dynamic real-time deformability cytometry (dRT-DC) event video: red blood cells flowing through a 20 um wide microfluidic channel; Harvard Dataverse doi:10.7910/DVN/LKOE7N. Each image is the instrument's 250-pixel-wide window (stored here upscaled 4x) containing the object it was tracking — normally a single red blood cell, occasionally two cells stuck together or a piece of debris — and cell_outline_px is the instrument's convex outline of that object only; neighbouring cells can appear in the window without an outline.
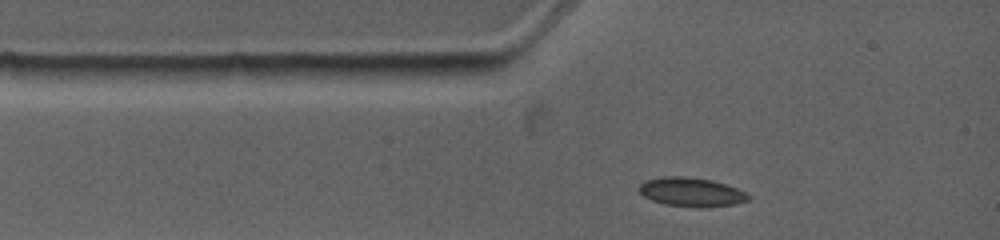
{"species": "common noctule bat (a hibernating species)", "species_latin": "Nyctalus noctula", "temperature_condition": "warm", "stored_images_in_passage": 5, "camera_frame_rate_fps": 4500, "um_per_image_px": 0.085, "animal": {"sex": "female", "body_mass_g": 19.0, "forearm_length_mm": 53.3}, "frame": {"image": 1, "passage_image": 1, "time_ms": 0.0, "image_size_px": [1000, 240], "cell_outline_px": [[752, 196], [748, 200], [736, 204], [700, 208], [664, 204], [652, 200], [644, 196], [636, 188], [644, 180], [660, 176], [684, 176], [712, 180], [736, 188]], "centroid_in_image_um": [58.73, 16.32], "position_along_channel_um": 26.3, "area_um2": 18.61}}
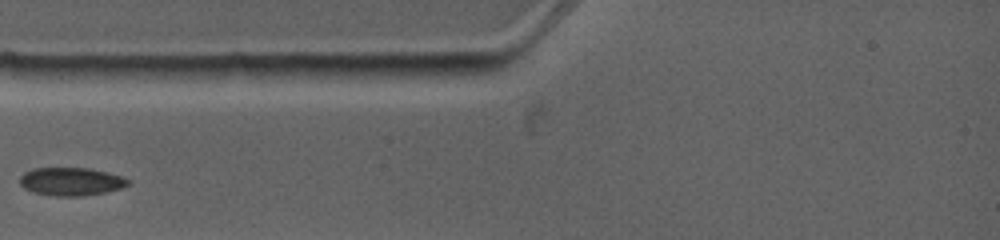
{"frame": {"image": 2, "passage_image": 3, "time_ms": 1.556, "image_size_px": [1000, 240], "cell_outline_px": [[132, 180], [128, 184], [120, 188], [104, 192], [80, 196], [52, 196], [32, 192], [24, 188], [20, 184], [20, 176], [24, 172], [32, 168], [88, 168], [108, 172]], "centroid_in_image_um": [6.0, 15.42], "position_along_channel_um": 79.0, "area_um2": 17.74}}
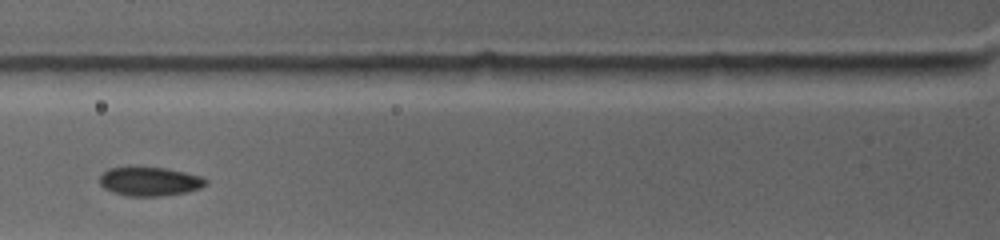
{"frame": {"image": 3, "passage_image": 4, "time_ms": 2.444, "image_size_px": [1000, 240], "cell_outline_px": [[208, 184], [200, 188], [188, 192], [164, 196], [128, 196], [112, 192], [104, 188], [100, 184], [100, 176], [108, 168], [164, 168], [184, 172], [200, 176], [208, 180]], "centroid_in_image_um": [12.75, 15.44], "position_along_channel_um": 113.0, "area_um2": 17.74}}